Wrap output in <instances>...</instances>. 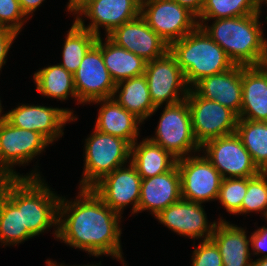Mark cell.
I'll use <instances>...</instances> for the list:
<instances>
[{
    "mask_svg": "<svg viewBox=\"0 0 267 266\" xmlns=\"http://www.w3.org/2000/svg\"><path fill=\"white\" fill-rule=\"evenodd\" d=\"M77 198L72 203L60 197L57 239L96 257L107 254L123 261L118 225L121 215L106 205L92 188H81Z\"/></svg>",
    "mask_w": 267,
    "mask_h": 266,
    "instance_id": "1",
    "label": "cell"
},
{
    "mask_svg": "<svg viewBox=\"0 0 267 266\" xmlns=\"http://www.w3.org/2000/svg\"><path fill=\"white\" fill-rule=\"evenodd\" d=\"M259 15L221 18L210 27L199 26L226 52L234 65L261 66L267 64V41L263 38Z\"/></svg>",
    "mask_w": 267,
    "mask_h": 266,
    "instance_id": "2",
    "label": "cell"
},
{
    "mask_svg": "<svg viewBox=\"0 0 267 266\" xmlns=\"http://www.w3.org/2000/svg\"><path fill=\"white\" fill-rule=\"evenodd\" d=\"M40 177L3 178L0 191L22 208L23 227L36 236L58 224L60 197L50 191Z\"/></svg>",
    "mask_w": 267,
    "mask_h": 266,
    "instance_id": "3",
    "label": "cell"
},
{
    "mask_svg": "<svg viewBox=\"0 0 267 266\" xmlns=\"http://www.w3.org/2000/svg\"><path fill=\"white\" fill-rule=\"evenodd\" d=\"M169 52L181 67L187 85H194L206 76L225 72L234 66L226 52L199 25L172 42Z\"/></svg>",
    "mask_w": 267,
    "mask_h": 266,
    "instance_id": "4",
    "label": "cell"
},
{
    "mask_svg": "<svg viewBox=\"0 0 267 266\" xmlns=\"http://www.w3.org/2000/svg\"><path fill=\"white\" fill-rule=\"evenodd\" d=\"M85 146V171L80 189L92 188L131 157V144L128 141L97 129L86 139Z\"/></svg>",
    "mask_w": 267,
    "mask_h": 266,
    "instance_id": "5",
    "label": "cell"
},
{
    "mask_svg": "<svg viewBox=\"0 0 267 266\" xmlns=\"http://www.w3.org/2000/svg\"><path fill=\"white\" fill-rule=\"evenodd\" d=\"M159 120L156 137L149 138L152 142L163 147L177 159L186 157L185 155L192 150H201L193 133L191 113L186 99L166 105Z\"/></svg>",
    "mask_w": 267,
    "mask_h": 266,
    "instance_id": "6",
    "label": "cell"
},
{
    "mask_svg": "<svg viewBox=\"0 0 267 266\" xmlns=\"http://www.w3.org/2000/svg\"><path fill=\"white\" fill-rule=\"evenodd\" d=\"M48 144L50 142L42 134L15 127L6 119L2 120L0 122V175L3 178L39 177L40 174L37 173L19 176L12 167L18 163H28Z\"/></svg>",
    "mask_w": 267,
    "mask_h": 266,
    "instance_id": "7",
    "label": "cell"
},
{
    "mask_svg": "<svg viewBox=\"0 0 267 266\" xmlns=\"http://www.w3.org/2000/svg\"><path fill=\"white\" fill-rule=\"evenodd\" d=\"M193 88H190L186 100L198 144L202 146L209 140L236 133L238 116L216 101L199 97Z\"/></svg>",
    "mask_w": 267,
    "mask_h": 266,
    "instance_id": "8",
    "label": "cell"
},
{
    "mask_svg": "<svg viewBox=\"0 0 267 266\" xmlns=\"http://www.w3.org/2000/svg\"><path fill=\"white\" fill-rule=\"evenodd\" d=\"M140 15L169 45L198 26L197 16L174 0H141Z\"/></svg>",
    "mask_w": 267,
    "mask_h": 266,
    "instance_id": "9",
    "label": "cell"
},
{
    "mask_svg": "<svg viewBox=\"0 0 267 266\" xmlns=\"http://www.w3.org/2000/svg\"><path fill=\"white\" fill-rule=\"evenodd\" d=\"M77 101L93 102L112 98L116 83L112 79L102 57V39L98 36L96 43L89 49L73 74Z\"/></svg>",
    "mask_w": 267,
    "mask_h": 266,
    "instance_id": "10",
    "label": "cell"
},
{
    "mask_svg": "<svg viewBox=\"0 0 267 266\" xmlns=\"http://www.w3.org/2000/svg\"><path fill=\"white\" fill-rule=\"evenodd\" d=\"M144 75L151 101L157 109L165 101L166 105H170L186 99L190 90L181 67L169 51L160 58L146 62Z\"/></svg>",
    "mask_w": 267,
    "mask_h": 266,
    "instance_id": "11",
    "label": "cell"
},
{
    "mask_svg": "<svg viewBox=\"0 0 267 266\" xmlns=\"http://www.w3.org/2000/svg\"><path fill=\"white\" fill-rule=\"evenodd\" d=\"M201 148L223 178H249L261 172L236 133L209 140Z\"/></svg>",
    "mask_w": 267,
    "mask_h": 266,
    "instance_id": "12",
    "label": "cell"
},
{
    "mask_svg": "<svg viewBox=\"0 0 267 266\" xmlns=\"http://www.w3.org/2000/svg\"><path fill=\"white\" fill-rule=\"evenodd\" d=\"M177 167L183 199L202 203L218 198L223 177L205 156L177 159Z\"/></svg>",
    "mask_w": 267,
    "mask_h": 266,
    "instance_id": "13",
    "label": "cell"
},
{
    "mask_svg": "<svg viewBox=\"0 0 267 266\" xmlns=\"http://www.w3.org/2000/svg\"><path fill=\"white\" fill-rule=\"evenodd\" d=\"M107 37L146 62L160 58L169 51V44L149 27L141 15L116 27Z\"/></svg>",
    "mask_w": 267,
    "mask_h": 266,
    "instance_id": "14",
    "label": "cell"
},
{
    "mask_svg": "<svg viewBox=\"0 0 267 266\" xmlns=\"http://www.w3.org/2000/svg\"><path fill=\"white\" fill-rule=\"evenodd\" d=\"M141 181V176L130 163L129 168L119 167L105 175L92 189L106 205L120 215L129 203H133L132 213H137Z\"/></svg>",
    "mask_w": 267,
    "mask_h": 266,
    "instance_id": "15",
    "label": "cell"
},
{
    "mask_svg": "<svg viewBox=\"0 0 267 266\" xmlns=\"http://www.w3.org/2000/svg\"><path fill=\"white\" fill-rule=\"evenodd\" d=\"M73 112L45 106L21 105L5 114V119L15 127L42 134L50 143L63 135L62 127L75 120Z\"/></svg>",
    "mask_w": 267,
    "mask_h": 266,
    "instance_id": "16",
    "label": "cell"
},
{
    "mask_svg": "<svg viewBox=\"0 0 267 266\" xmlns=\"http://www.w3.org/2000/svg\"><path fill=\"white\" fill-rule=\"evenodd\" d=\"M162 224L179 235L209 240L217 222L209 224L201 203L181 198L155 216Z\"/></svg>",
    "mask_w": 267,
    "mask_h": 266,
    "instance_id": "17",
    "label": "cell"
},
{
    "mask_svg": "<svg viewBox=\"0 0 267 266\" xmlns=\"http://www.w3.org/2000/svg\"><path fill=\"white\" fill-rule=\"evenodd\" d=\"M141 0H96L90 3L80 15L91 19L90 25L85 27L80 16L76 22L84 29L100 36L99 27L104 26L107 35L116 27L135 19L140 15Z\"/></svg>",
    "mask_w": 267,
    "mask_h": 266,
    "instance_id": "18",
    "label": "cell"
},
{
    "mask_svg": "<svg viewBox=\"0 0 267 266\" xmlns=\"http://www.w3.org/2000/svg\"><path fill=\"white\" fill-rule=\"evenodd\" d=\"M193 91L202 98L216 101L232 110L237 116L242 105V66L206 76L193 85Z\"/></svg>",
    "mask_w": 267,
    "mask_h": 266,
    "instance_id": "19",
    "label": "cell"
},
{
    "mask_svg": "<svg viewBox=\"0 0 267 266\" xmlns=\"http://www.w3.org/2000/svg\"><path fill=\"white\" fill-rule=\"evenodd\" d=\"M181 198V177L176 164L163 174L142 178L138 212L150 210L157 216Z\"/></svg>",
    "mask_w": 267,
    "mask_h": 266,
    "instance_id": "20",
    "label": "cell"
},
{
    "mask_svg": "<svg viewBox=\"0 0 267 266\" xmlns=\"http://www.w3.org/2000/svg\"><path fill=\"white\" fill-rule=\"evenodd\" d=\"M238 119L267 122V64L242 66V105Z\"/></svg>",
    "mask_w": 267,
    "mask_h": 266,
    "instance_id": "21",
    "label": "cell"
},
{
    "mask_svg": "<svg viewBox=\"0 0 267 266\" xmlns=\"http://www.w3.org/2000/svg\"><path fill=\"white\" fill-rule=\"evenodd\" d=\"M93 102H103L95 129L105 134L123 138L131 145L137 141L138 125L142 122L139 118L124 109L114 97Z\"/></svg>",
    "mask_w": 267,
    "mask_h": 266,
    "instance_id": "22",
    "label": "cell"
},
{
    "mask_svg": "<svg viewBox=\"0 0 267 266\" xmlns=\"http://www.w3.org/2000/svg\"><path fill=\"white\" fill-rule=\"evenodd\" d=\"M243 228L227 221L216 224L211 240L216 244L222 257L223 266H250L249 242Z\"/></svg>",
    "mask_w": 267,
    "mask_h": 266,
    "instance_id": "23",
    "label": "cell"
},
{
    "mask_svg": "<svg viewBox=\"0 0 267 266\" xmlns=\"http://www.w3.org/2000/svg\"><path fill=\"white\" fill-rule=\"evenodd\" d=\"M130 160L141 178L163 174L177 164V158L148 138L131 145Z\"/></svg>",
    "mask_w": 267,
    "mask_h": 266,
    "instance_id": "24",
    "label": "cell"
},
{
    "mask_svg": "<svg viewBox=\"0 0 267 266\" xmlns=\"http://www.w3.org/2000/svg\"><path fill=\"white\" fill-rule=\"evenodd\" d=\"M119 89H121L120 92ZM117 92L119 95L115 100L142 122L157 110L151 101L147 79L144 74L117 83L114 93Z\"/></svg>",
    "mask_w": 267,
    "mask_h": 266,
    "instance_id": "25",
    "label": "cell"
},
{
    "mask_svg": "<svg viewBox=\"0 0 267 266\" xmlns=\"http://www.w3.org/2000/svg\"><path fill=\"white\" fill-rule=\"evenodd\" d=\"M105 42L104 44L102 42V57L116 84L144 74L146 61L125 48L117 46L108 37Z\"/></svg>",
    "mask_w": 267,
    "mask_h": 266,
    "instance_id": "26",
    "label": "cell"
},
{
    "mask_svg": "<svg viewBox=\"0 0 267 266\" xmlns=\"http://www.w3.org/2000/svg\"><path fill=\"white\" fill-rule=\"evenodd\" d=\"M236 134L261 172H267V122L238 119Z\"/></svg>",
    "mask_w": 267,
    "mask_h": 266,
    "instance_id": "27",
    "label": "cell"
},
{
    "mask_svg": "<svg viewBox=\"0 0 267 266\" xmlns=\"http://www.w3.org/2000/svg\"><path fill=\"white\" fill-rule=\"evenodd\" d=\"M34 80L38 92L44 96L65 100L71 94L77 99L73 74L60 64L37 71L34 74Z\"/></svg>",
    "mask_w": 267,
    "mask_h": 266,
    "instance_id": "28",
    "label": "cell"
},
{
    "mask_svg": "<svg viewBox=\"0 0 267 266\" xmlns=\"http://www.w3.org/2000/svg\"><path fill=\"white\" fill-rule=\"evenodd\" d=\"M98 36L82 28L76 21L71 26L62 52L63 62L60 64L68 72L74 74L86 53L96 43Z\"/></svg>",
    "mask_w": 267,
    "mask_h": 266,
    "instance_id": "29",
    "label": "cell"
},
{
    "mask_svg": "<svg viewBox=\"0 0 267 266\" xmlns=\"http://www.w3.org/2000/svg\"><path fill=\"white\" fill-rule=\"evenodd\" d=\"M261 5V0H205L197 16L202 20V22L198 20V25H202L204 20L208 21L211 18L215 20L257 14L261 12Z\"/></svg>",
    "mask_w": 267,
    "mask_h": 266,
    "instance_id": "30",
    "label": "cell"
},
{
    "mask_svg": "<svg viewBox=\"0 0 267 266\" xmlns=\"http://www.w3.org/2000/svg\"><path fill=\"white\" fill-rule=\"evenodd\" d=\"M33 237L24 227L22 208H17L0 191V242L18 244Z\"/></svg>",
    "mask_w": 267,
    "mask_h": 266,
    "instance_id": "31",
    "label": "cell"
},
{
    "mask_svg": "<svg viewBox=\"0 0 267 266\" xmlns=\"http://www.w3.org/2000/svg\"><path fill=\"white\" fill-rule=\"evenodd\" d=\"M253 211H263L264 216L267 213V172L247 178V192L239 213Z\"/></svg>",
    "mask_w": 267,
    "mask_h": 266,
    "instance_id": "32",
    "label": "cell"
},
{
    "mask_svg": "<svg viewBox=\"0 0 267 266\" xmlns=\"http://www.w3.org/2000/svg\"><path fill=\"white\" fill-rule=\"evenodd\" d=\"M247 192V178H223L217 200L227 212L239 214Z\"/></svg>",
    "mask_w": 267,
    "mask_h": 266,
    "instance_id": "33",
    "label": "cell"
},
{
    "mask_svg": "<svg viewBox=\"0 0 267 266\" xmlns=\"http://www.w3.org/2000/svg\"><path fill=\"white\" fill-rule=\"evenodd\" d=\"M25 16L18 0H0V25L19 33Z\"/></svg>",
    "mask_w": 267,
    "mask_h": 266,
    "instance_id": "34",
    "label": "cell"
},
{
    "mask_svg": "<svg viewBox=\"0 0 267 266\" xmlns=\"http://www.w3.org/2000/svg\"><path fill=\"white\" fill-rule=\"evenodd\" d=\"M193 252L192 266H223L220 251L211 239L203 240Z\"/></svg>",
    "mask_w": 267,
    "mask_h": 266,
    "instance_id": "35",
    "label": "cell"
},
{
    "mask_svg": "<svg viewBox=\"0 0 267 266\" xmlns=\"http://www.w3.org/2000/svg\"><path fill=\"white\" fill-rule=\"evenodd\" d=\"M18 34L19 33L13 29L0 25V70L2 65L6 63L5 57H7L6 55L9 51V48Z\"/></svg>",
    "mask_w": 267,
    "mask_h": 266,
    "instance_id": "36",
    "label": "cell"
},
{
    "mask_svg": "<svg viewBox=\"0 0 267 266\" xmlns=\"http://www.w3.org/2000/svg\"><path fill=\"white\" fill-rule=\"evenodd\" d=\"M249 239L255 255L267 250V228L257 229Z\"/></svg>",
    "mask_w": 267,
    "mask_h": 266,
    "instance_id": "37",
    "label": "cell"
},
{
    "mask_svg": "<svg viewBox=\"0 0 267 266\" xmlns=\"http://www.w3.org/2000/svg\"><path fill=\"white\" fill-rule=\"evenodd\" d=\"M181 6H185L196 16H198L203 8L205 0H174Z\"/></svg>",
    "mask_w": 267,
    "mask_h": 266,
    "instance_id": "38",
    "label": "cell"
},
{
    "mask_svg": "<svg viewBox=\"0 0 267 266\" xmlns=\"http://www.w3.org/2000/svg\"><path fill=\"white\" fill-rule=\"evenodd\" d=\"M96 0H69L68 11L80 14L90 3Z\"/></svg>",
    "mask_w": 267,
    "mask_h": 266,
    "instance_id": "39",
    "label": "cell"
},
{
    "mask_svg": "<svg viewBox=\"0 0 267 266\" xmlns=\"http://www.w3.org/2000/svg\"><path fill=\"white\" fill-rule=\"evenodd\" d=\"M22 11L27 16L37 9L44 0H18Z\"/></svg>",
    "mask_w": 267,
    "mask_h": 266,
    "instance_id": "40",
    "label": "cell"
},
{
    "mask_svg": "<svg viewBox=\"0 0 267 266\" xmlns=\"http://www.w3.org/2000/svg\"><path fill=\"white\" fill-rule=\"evenodd\" d=\"M250 266H267V255H264L260 259H257L256 261H251Z\"/></svg>",
    "mask_w": 267,
    "mask_h": 266,
    "instance_id": "41",
    "label": "cell"
},
{
    "mask_svg": "<svg viewBox=\"0 0 267 266\" xmlns=\"http://www.w3.org/2000/svg\"><path fill=\"white\" fill-rule=\"evenodd\" d=\"M46 263L50 264L51 266H59V265H57V263H54V262L52 263L50 260H47ZM60 266H64V265L61 264ZM87 266H89V265H87ZM92 266H97V265H92Z\"/></svg>",
    "mask_w": 267,
    "mask_h": 266,
    "instance_id": "42",
    "label": "cell"
},
{
    "mask_svg": "<svg viewBox=\"0 0 267 266\" xmlns=\"http://www.w3.org/2000/svg\"><path fill=\"white\" fill-rule=\"evenodd\" d=\"M2 111L1 103H0V113ZM1 115V114H0ZM5 119V115L0 116V122Z\"/></svg>",
    "mask_w": 267,
    "mask_h": 266,
    "instance_id": "43",
    "label": "cell"
},
{
    "mask_svg": "<svg viewBox=\"0 0 267 266\" xmlns=\"http://www.w3.org/2000/svg\"><path fill=\"white\" fill-rule=\"evenodd\" d=\"M2 180H3V177L0 175V184H1Z\"/></svg>",
    "mask_w": 267,
    "mask_h": 266,
    "instance_id": "44",
    "label": "cell"
}]
</instances>
